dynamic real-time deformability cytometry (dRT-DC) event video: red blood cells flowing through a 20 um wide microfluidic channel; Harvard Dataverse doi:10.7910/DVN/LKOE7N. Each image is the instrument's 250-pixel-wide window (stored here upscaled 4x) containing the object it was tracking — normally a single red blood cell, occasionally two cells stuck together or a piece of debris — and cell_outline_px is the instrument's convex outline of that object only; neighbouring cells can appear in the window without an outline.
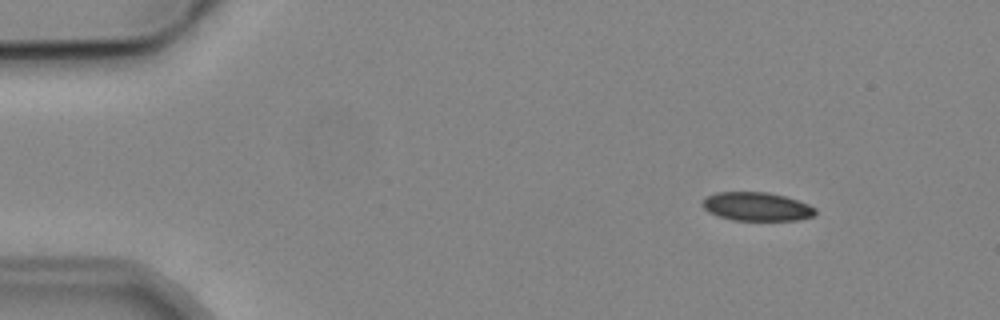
{"species": "common noctule bat (a hibernating species)", "species_latin": "Nyctalus noctula", "temperature_condition": "cold", "stored_images_in_passage": 4, "camera_frame_rate_fps": 3000, "um_per_image_px": 0.085, "animal": {"sex": "male", "body_mass_g": 19.2, "forearm_length_mm": 51.8}, "frame": {"image": 1, "passage_image": 1, "time_ms": 0.0, "image_size_px": [1000, 320], "cell_outline_px": [[816, 216], [800, 220], [732, 220], [708, 212], [700, 204], [708, 196], [716, 192], [768, 192], [784, 196], [808, 204], [816, 208]], "centroid_in_image_um": [64.35, 17.56], "position_along_channel_um": 20.7, "area_um2": 18.84}}
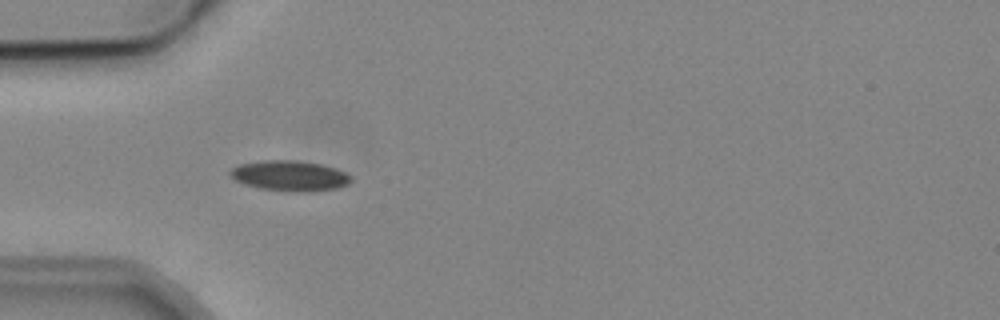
{"frame": {"image": 2, "passage_image": 3, "time_ms": 3.333, "image_size_px": [1000, 320], "cell_outline_px": [[352, 180], [348, 184], [336, 188], [260, 188], [244, 184], [236, 180], [228, 172], [232, 168], [240, 164], [264, 160], [296, 160], [320, 164], [336, 168], [352, 176]], "centroid_in_image_um": [24.6, 14.86], "position_along_channel_um": 60.4, "area_um2": 20.06}}